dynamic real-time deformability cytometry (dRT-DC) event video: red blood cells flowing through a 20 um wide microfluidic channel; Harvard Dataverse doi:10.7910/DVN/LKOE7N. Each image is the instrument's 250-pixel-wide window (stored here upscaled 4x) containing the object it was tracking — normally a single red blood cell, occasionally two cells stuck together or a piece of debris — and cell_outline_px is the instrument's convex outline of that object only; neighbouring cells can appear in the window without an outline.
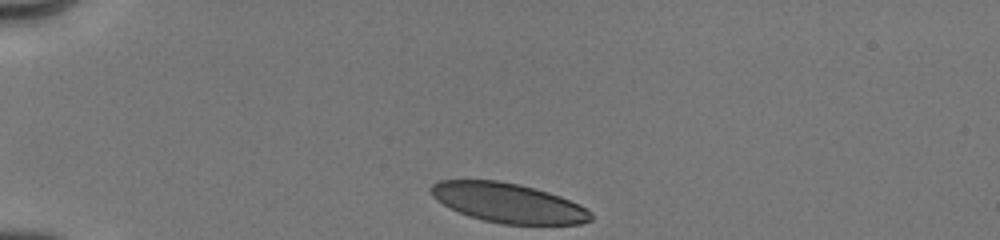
{"species": "human", "species_latin": "Homo sapiens", "temperature_condition": "cold", "stored_images_in_passage": 12, "camera_frame_rate_fps": 3000, "um_per_image_px": 0.085, "donor": {"sex": "male"}, "frame": {"image": 1, "passage_image": 1, "time_ms": 0.0, "image_size_px": [1000, 240], "cell_outline_px": [[592, 220], [580, 224], [500, 224], [468, 216], [436, 200], [432, 196], [428, 188], [432, 184], [440, 180], [496, 180], [520, 184], [548, 192], [560, 196], [592, 212]], "centroid_in_image_um": [43.17, 17.24], "position_along_channel_um": 41.8, "area_um2": 36.65}}